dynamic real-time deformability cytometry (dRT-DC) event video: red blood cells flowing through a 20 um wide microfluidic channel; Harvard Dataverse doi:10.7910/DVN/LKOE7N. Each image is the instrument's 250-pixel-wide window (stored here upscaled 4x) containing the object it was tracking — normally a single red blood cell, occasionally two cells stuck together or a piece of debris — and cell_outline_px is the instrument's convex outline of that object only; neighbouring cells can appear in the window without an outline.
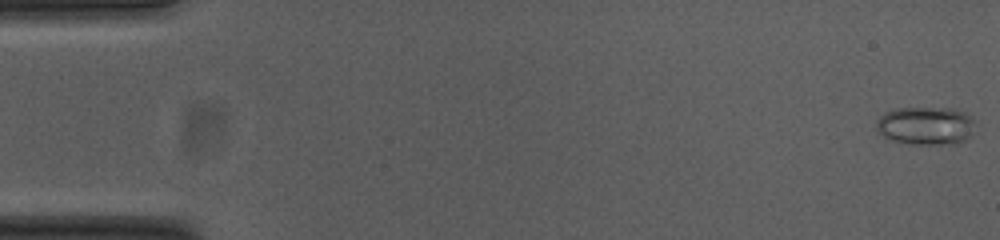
{"species": "common noctule bat (a hibernating species)", "species_latin": "Nyctalus noctula", "temperature_condition": "cold", "stored_images_in_passage": 54, "camera_frame_rate_fps": 3000, "um_per_image_px": 0.085, "animal": {"sex": "female", "body_mass_g": 23.0, "forearm_length_mm": 53.4}, "frame": {"image": 1, "passage_image": 1, "time_ms": 0.0, "image_size_px": [1000, 240], "cell_outline_px": [[972, 136], [964, 140], [952, 144], [912, 144], [892, 140], [884, 136], [876, 128], [876, 124], [880, 116], [884, 112], [896, 108], [952, 108], [964, 112], [972, 120]], "centroid_in_image_um": [78.66, 10.68], "position_along_channel_um": 6.3, "area_um2": 21.79}}
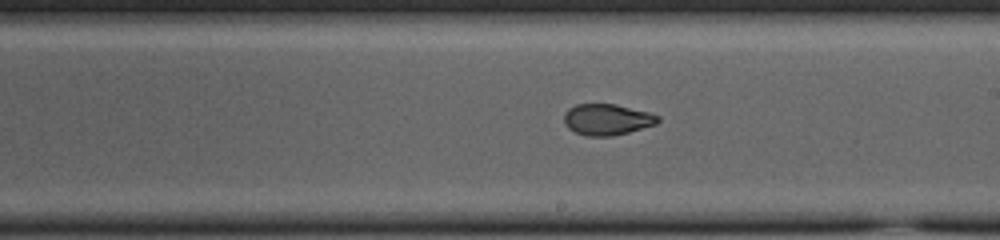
{"frame": {"image": 2, "passage_image": 31, "time_ms": 10.0, "image_size_px": [1000, 240], "cell_outline_px": [[660, 120], [656, 124], [628, 132], [612, 136], [584, 136], [568, 128], [564, 124], [564, 112], [568, 108], [576, 104], [616, 104], [648, 112], [660, 116]], "centroid_in_image_um": [51.57, 10.15], "position_along_channel_um": 237.4, "area_um2": 17.11}}
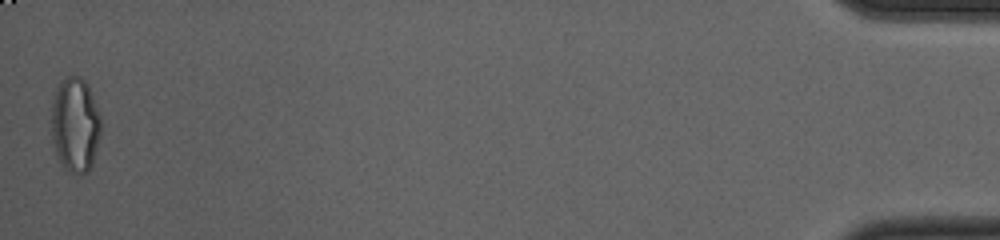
{"frame": {"image": 3, "passage_image": 54, "time_ms": 17.667, "image_size_px": [1000, 240], "cell_outline_px": [[100, 136], [92, 164], [88, 172], [80, 176], [68, 172], [60, 164], [56, 152], [52, 136], [52, 104], [56, 88], [60, 80], [68, 76], [80, 76], [88, 84], [100, 116]], "centroid_in_image_um": [6.39, 10.63], "position_along_channel_um": 428.8, "area_um2": 27.51}, "authors_computed_cell_mechanics": {"area_um2": 18.4671, "velocity_mm_per_s": 3.7652, "shape_relaxation_time_tau1_ms": null, "shape_relaxation_time_tau2_ms": 1.5497, "deformation_change_tau1": null, "deformation_change_tau2": 0.0676}}